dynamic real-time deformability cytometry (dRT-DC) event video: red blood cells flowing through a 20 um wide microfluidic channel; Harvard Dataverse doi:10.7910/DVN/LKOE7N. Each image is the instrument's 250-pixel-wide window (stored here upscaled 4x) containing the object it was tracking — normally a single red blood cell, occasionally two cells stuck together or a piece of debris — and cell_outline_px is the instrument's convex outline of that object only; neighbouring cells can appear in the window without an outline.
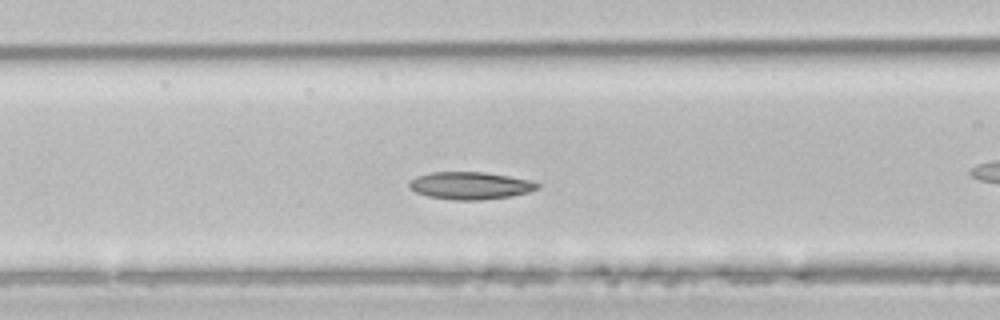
{"species": "common noctule bat (a hibernating species)", "species_latin": "Nyctalus noctula", "temperature_condition": "room temperature", "stored_images_in_passage": 37, "camera_frame_rate_fps": 3000, "um_per_image_px": 0.085, "animal": {"sex": "male", "body_mass_g": 21.5, "forearm_length_mm": 52.0}, "frame": {"image": 1, "passage_image": 5, "time_ms": 1.333, "image_size_px": [1000, 320], "cell_outline_px": [[540, 188], [528, 192], [512, 196], [480, 200], [452, 200], [428, 196], [416, 192], [408, 188], [408, 180], [416, 176], [432, 172], [484, 172], [532, 180], [540, 184]], "centroid_in_image_um": [39.96, 15.77], "position_along_channel_um": 126.6, "area_um2": 20.69}}
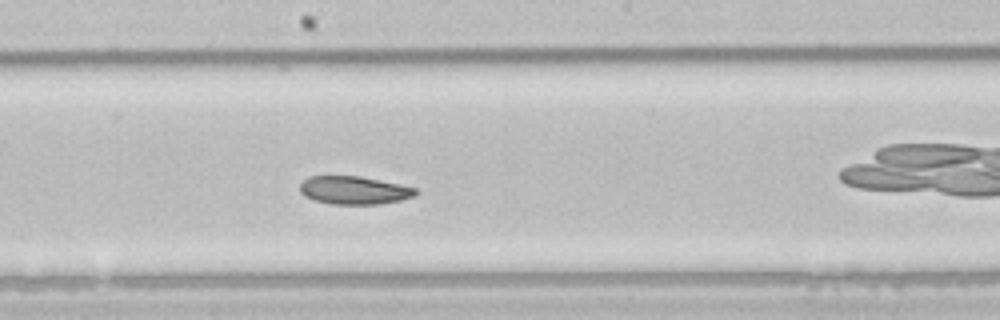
{"frame": {"image": 2, "passage_image": 12, "time_ms": 3.667, "image_size_px": [1000, 320], "cell_outline_px": [[420, 192], [412, 196], [400, 200], [380, 204], [332, 204], [316, 200], [304, 196], [300, 192], [300, 184], [308, 176], [360, 176], [416, 188]], "centroid_in_image_um": [30.08, 16.17], "position_along_channel_um": 218.1, "area_um2": 18.79}}
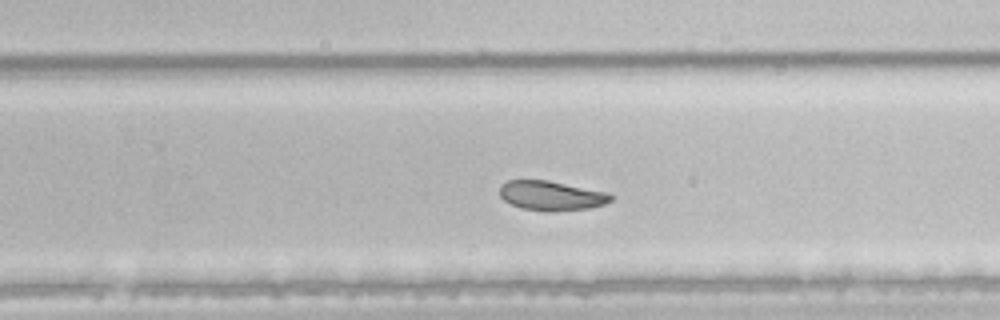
{"frame": {"image": 3, "passage_image": 17, "time_ms": 5.333, "image_size_px": [1000, 320], "cell_outline_px": [[612, 200], [604, 204], [588, 208], [556, 212], [552, 212], [520, 208], [504, 200], [500, 196], [500, 184], [508, 180], [548, 180], [608, 192], [612, 196]], "centroid_in_image_um": [46.85, 16.63], "position_along_channel_um": 282.9, "area_um2": 19.25}}